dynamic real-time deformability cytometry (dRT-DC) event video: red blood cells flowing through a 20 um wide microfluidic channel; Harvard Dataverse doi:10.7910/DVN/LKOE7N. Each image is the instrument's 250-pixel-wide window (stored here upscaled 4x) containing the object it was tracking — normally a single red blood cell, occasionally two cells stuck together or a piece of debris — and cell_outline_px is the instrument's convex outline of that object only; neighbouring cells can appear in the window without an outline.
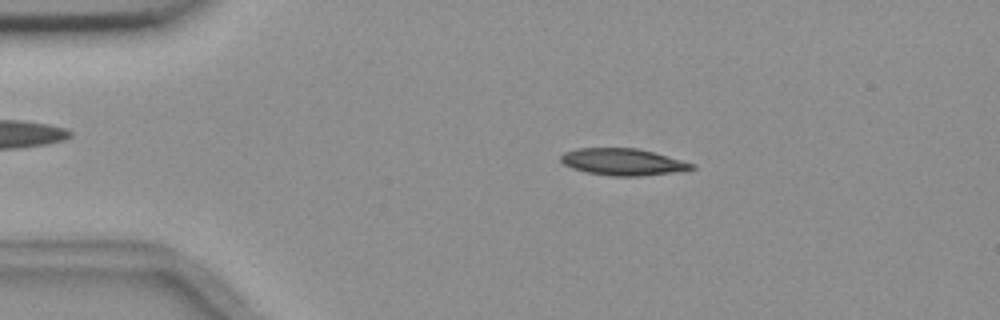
{"species": "common noctule bat (a hibernating species)", "species_latin": "Nyctalus noctula", "temperature_condition": "room temperature", "stored_images_in_passage": 6, "camera_frame_rate_fps": 3000, "um_per_image_px": 0.085, "animal": {"sex": "female", "body_mass_g": 18.4}, "frame": {"image": 1, "passage_image": 4, "time_ms": 3.333, "image_size_px": [1000, 320], "cell_outline_px": [[696, 168], [676, 172], [640, 176], [612, 176], [588, 172], [572, 168], [564, 164], [560, 160], [560, 156], [564, 152], [576, 148], [636, 148], [652, 152], [696, 164]], "centroid_in_image_um": [52.94, 13.76], "position_along_channel_um": 32.1, "area_um2": 20.35}}
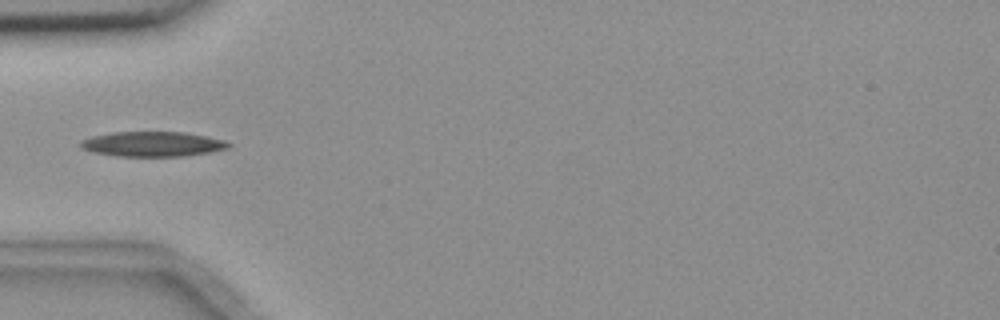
{"frame": {"image": 2, "passage_image": 6, "time_ms": 5.667, "image_size_px": [1000, 320], "cell_outline_px": [[232, 144], [228, 148], [208, 152], [184, 156], [116, 156], [92, 152], [80, 148], [80, 140], [92, 136], [112, 132], [184, 132], [208, 136], [224, 140]], "centroid_in_image_um": [12.94, 12.24], "position_along_channel_um": 72.1, "area_um2": 21.56}}